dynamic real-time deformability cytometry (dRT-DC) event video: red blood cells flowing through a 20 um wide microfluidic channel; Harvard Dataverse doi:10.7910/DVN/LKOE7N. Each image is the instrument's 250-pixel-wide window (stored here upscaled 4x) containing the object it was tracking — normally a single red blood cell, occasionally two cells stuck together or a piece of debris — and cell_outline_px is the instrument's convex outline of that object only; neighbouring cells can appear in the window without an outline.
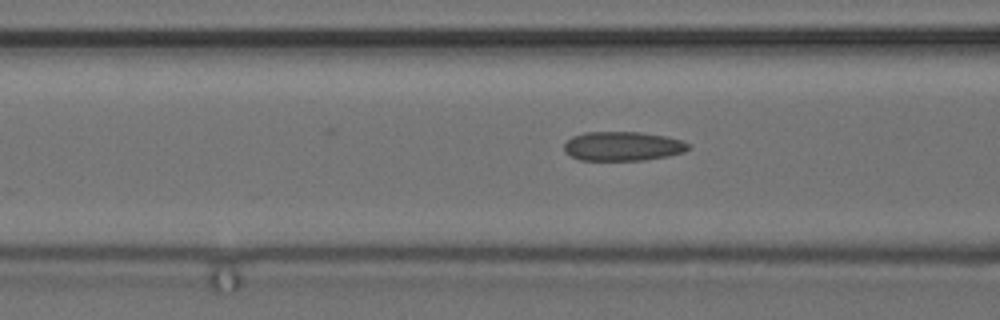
{"species": "common noctule bat (a hibernating species)", "species_latin": "Nyctalus noctula", "temperature_condition": "cold", "stored_images_in_passage": 7, "camera_frame_rate_fps": 3000, "um_per_image_px": 0.085, "animal": {"sex": "female", "body_mass_g": 24.6, "forearm_length_mm": 56.2}, "frame": {"image": 1, "passage_image": 7, "time_ms": 2.0, "image_size_px": [1000, 320], "cell_outline_px": [[692, 148], [684, 152], [668, 156], [644, 160], [580, 160], [564, 152], [564, 144], [572, 136], [584, 132], [640, 132], [668, 136], [692, 144]], "centroid_in_image_um": [52.97, 12.42], "position_along_channel_um": 113.6, "area_um2": 21.39}}